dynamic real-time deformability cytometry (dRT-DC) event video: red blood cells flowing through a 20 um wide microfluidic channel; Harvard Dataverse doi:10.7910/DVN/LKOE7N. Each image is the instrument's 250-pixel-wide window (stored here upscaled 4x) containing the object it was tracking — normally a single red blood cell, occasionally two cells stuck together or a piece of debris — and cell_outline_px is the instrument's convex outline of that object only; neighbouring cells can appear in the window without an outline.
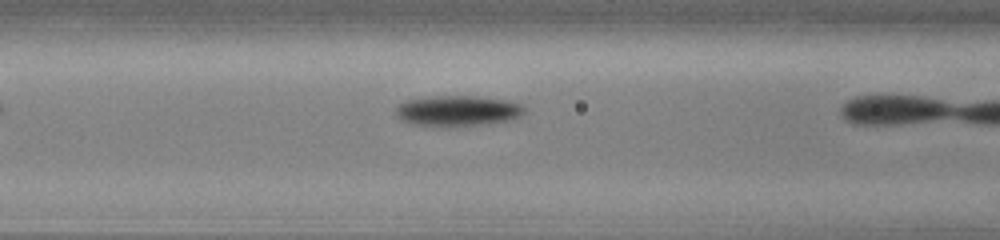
{"species": "common noctule bat (a hibernating species)", "species_latin": "Nyctalus noctula", "temperature_condition": "cold", "stored_images_in_passage": 9, "camera_frame_rate_fps": 3000, "um_per_image_px": 0.085, "animal": {"sex": "male", "body_mass_g": 13.0, "forearm_length_mm": 53.1}, "frame": {"image": 1, "passage_image": 8, "time_ms": 2.333, "image_size_px": [1000, 240], "cell_outline_px": [[524, 112], [520, 116], [512, 120], [480, 124], [416, 124], [404, 120], [396, 116], [396, 108], [404, 100], [432, 96], [476, 96], [504, 100], [520, 104], [524, 108]], "centroid_in_image_um": [38.91, 9.38], "position_along_channel_um": 127.7, "area_um2": 22.02}}